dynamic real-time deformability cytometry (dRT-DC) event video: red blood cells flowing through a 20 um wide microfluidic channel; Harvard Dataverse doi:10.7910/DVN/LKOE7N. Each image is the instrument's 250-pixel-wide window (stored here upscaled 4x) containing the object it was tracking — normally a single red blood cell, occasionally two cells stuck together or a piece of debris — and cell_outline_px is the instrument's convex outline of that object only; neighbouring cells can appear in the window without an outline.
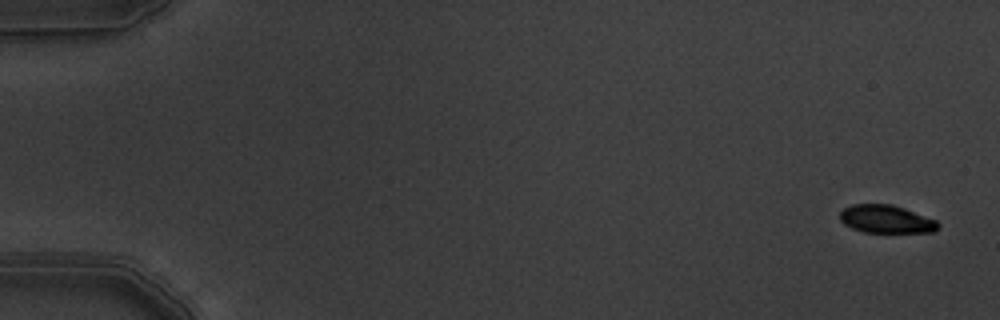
{"species": "common noctule bat (a hibernating species)", "species_latin": "Nyctalus noctula", "temperature_condition": "warm", "stored_images_in_passage": 5, "camera_frame_rate_fps": 3000, "um_per_image_px": 0.085, "animal": {"sex": "male", "body_mass_g": 19.5, "forearm_length_mm": 54.6}, "frame": {"image": 1, "passage_image": 1, "time_ms": 0.0, "image_size_px": [1000, 320], "cell_outline_px": [[940, 224], [936, 232], [864, 232], [852, 228], [844, 224], [840, 220], [840, 212], [844, 208], [852, 204], [892, 204], [904, 208], [936, 220]], "centroid_in_image_um": [75.32, 18.62], "position_along_channel_um": 9.7, "area_um2": 16.01}}
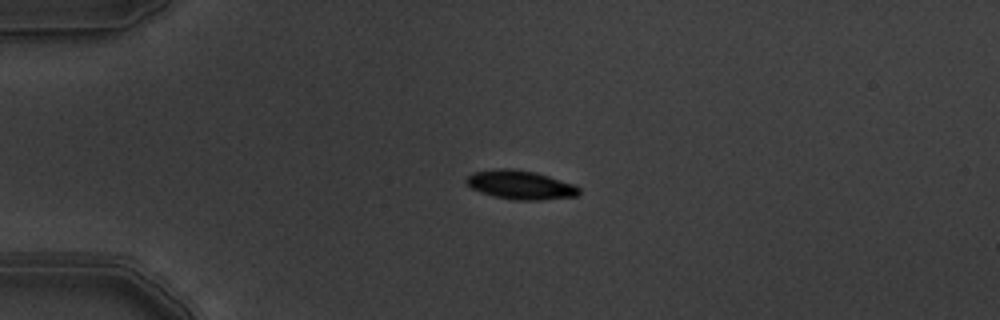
{"frame": {"image": 2, "passage_image": 4, "time_ms": 1.0, "image_size_px": [1000, 320], "cell_outline_px": [[580, 192], [576, 196], [536, 200], [512, 200], [492, 196], [480, 192], [472, 188], [464, 180], [472, 172], [496, 168], [512, 168], [536, 172], [576, 184], [580, 188]], "centroid_in_image_um": [44.23, 15.7], "position_along_channel_um": 40.8, "area_um2": 19.19}}